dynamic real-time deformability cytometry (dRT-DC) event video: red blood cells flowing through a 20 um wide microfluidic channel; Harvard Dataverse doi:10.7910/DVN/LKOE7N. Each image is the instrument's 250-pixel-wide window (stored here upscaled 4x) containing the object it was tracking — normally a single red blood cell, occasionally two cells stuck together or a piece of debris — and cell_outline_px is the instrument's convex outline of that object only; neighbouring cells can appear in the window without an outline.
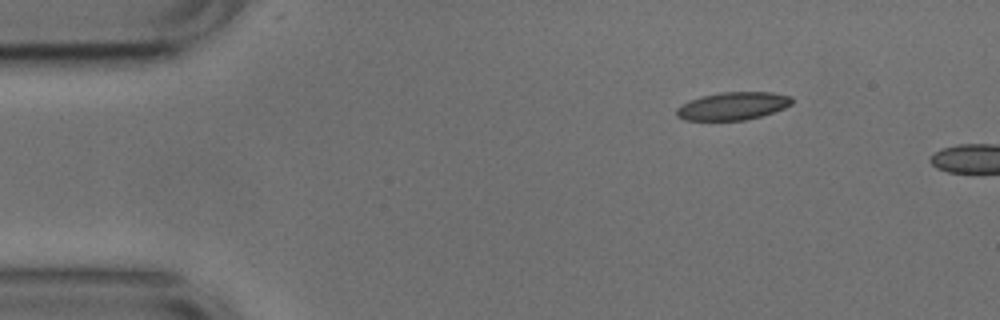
{"species": "common noctule bat (a hibernating species)", "species_latin": "Nyctalus noctula", "temperature_condition": "cold", "stored_images_in_passage": 43, "camera_frame_rate_fps": 3000, "um_per_image_px": 0.085, "animal": {"sex": "male", "body_mass_g": 17.9, "forearm_length_mm": 54.2}, "frame": {"image": 1, "passage_image": 1, "time_ms": 0.0, "image_size_px": [1000, 320], "cell_outline_px": [[792, 104], [784, 108], [760, 116], [744, 120], [684, 120], [676, 116], [676, 108], [680, 104], [704, 96], [720, 92], [772, 92], [792, 96]], "centroid_in_image_um": [62.28, 9.01], "position_along_channel_um": 22.7, "area_um2": 18.61}}
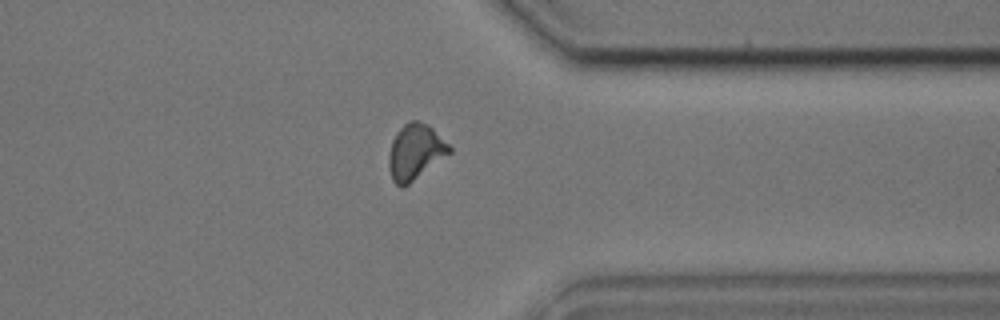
{"frame": {"image": 2, "passage_image": 35, "time_ms": 11.333, "image_size_px": [1000, 320], "cell_outline_px": [[452, 152], [404, 188], [400, 188], [392, 180], [388, 168], [388, 156], [392, 140], [396, 132], [408, 120], [416, 120], [428, 124], [452, 148]], "centroid_in_image_um": [35.27, 12.93], "position_along_channel_um": 376.1, "area_um2": 19.83}}
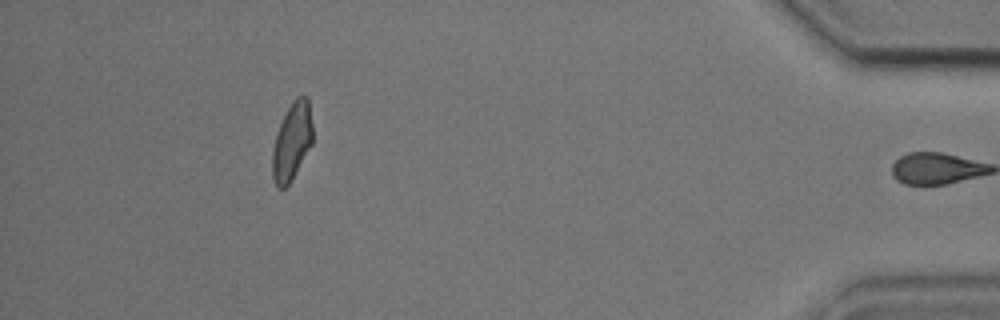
{"frame": {"image": 3, "passage_image": 42, "time_ms": 13.667, "image_size_px": [1000, 320], "cell_outline_px": [[312, 144], [292, 180], [284, 188], [280, 188], [276, 184], [272, 176], [272, 152], [276, 132], [292, 100], [296, 96], [308, 96], [312, 124]], "centroid_in_image_um": [24.82, 12.01], "position_along_channel_um": 410.4, "area_um2": 18.21}, "authors_computed_cell_mechanics": {"area_um2": 18.8428, "velocity_mm_per_s": 3.7669, "shape_relaxation_time_tau1_ms": 4.58, "shape_relaxation_time_tau2_ms": 1.495, "deformation_change_tau1": 0.1502, "deformation_change_tau2": 0.0801}}